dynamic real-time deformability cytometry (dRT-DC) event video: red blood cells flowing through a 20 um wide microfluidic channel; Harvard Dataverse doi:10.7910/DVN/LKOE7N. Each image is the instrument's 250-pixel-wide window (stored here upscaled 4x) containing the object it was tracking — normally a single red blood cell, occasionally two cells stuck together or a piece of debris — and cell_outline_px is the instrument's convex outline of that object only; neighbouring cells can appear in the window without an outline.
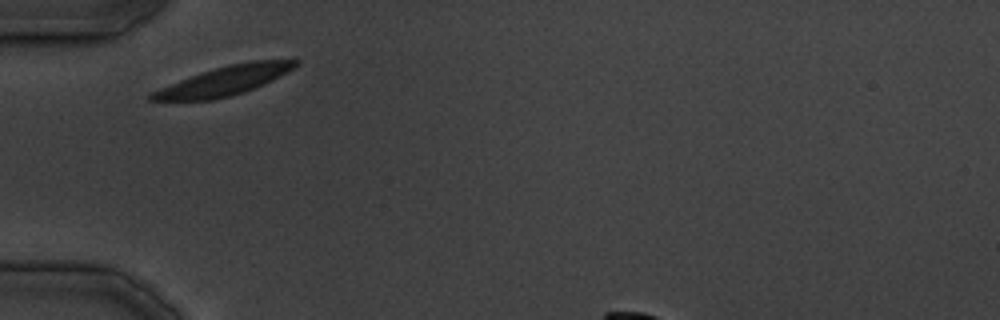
{"species": "common noctule bat (a hibernating species)", "species_latin": "Nyctalus noctula", "temperature_condition": "cold", "stored_images_in_passage": 8, "camera_frame_rate_fps": 3000, "um_per_image_px": 0.085, "animal": {"sex": "male", "body_mass_g": 19.5, "forearm_length_mm": 54.6}, "frame": {"image": 1, "passage_image": 1, "time_ms": 0.0, "image_size_px": [1000, 320], "cell_outline_px": [[300, 64], [288, 72], [264, 84], [244, 92], [232, 96], [212, 100], [148, 100], [148, 96], [152, 92], [160, 88], [180, 80], [228, 64], [252, 60], [300, 60]], "centroid_in_image_um": [19.12, 6.86], "position_along_channel_um": 65.9, "area_um2": 24.1}}